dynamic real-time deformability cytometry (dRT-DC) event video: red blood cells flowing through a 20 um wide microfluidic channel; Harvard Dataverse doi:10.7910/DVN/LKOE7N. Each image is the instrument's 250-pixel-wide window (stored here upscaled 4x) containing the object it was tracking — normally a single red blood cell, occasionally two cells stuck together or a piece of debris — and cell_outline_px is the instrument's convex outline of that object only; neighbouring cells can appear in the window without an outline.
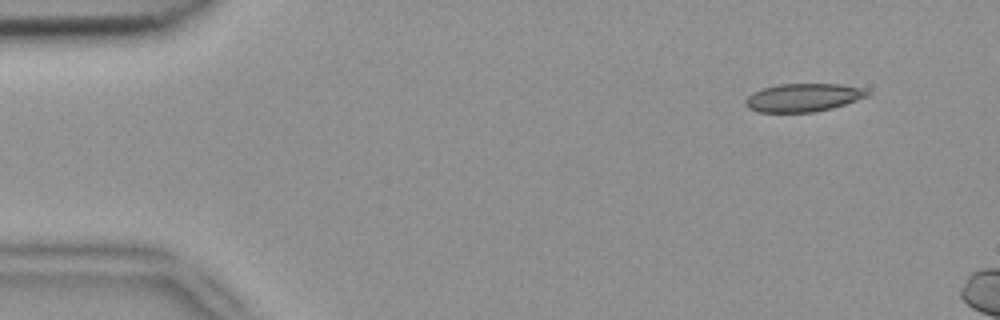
{"species": "common noctule bat (a hibernating species)", "species_latin": "Nyctalus noctula", "temperature_condition": "room temperature", "stored_images_in_passage": 2, "camera_frame_rate_fps": 3000, "um_per_image_px": 0.085, "animal": {"sex": "female", "body_mass_g": 18.4}, "frame": {"image": 1, "passage_image": 1, "time_ms": 0.0, "image_size_px": [1000, 320], "cell_outline_px": [[872, 92], [868, 96], [832, 108], [812, 112], [756, 112], [748, 108], [744, 104], [744, 100], [752, 92], [764, 88], [780, 84], [840, 84], [864, 88]], "centroid_in_image_um": [68.26, 8.29], "position_along_channel_um": 16.7, "area_um2": 20.06}}